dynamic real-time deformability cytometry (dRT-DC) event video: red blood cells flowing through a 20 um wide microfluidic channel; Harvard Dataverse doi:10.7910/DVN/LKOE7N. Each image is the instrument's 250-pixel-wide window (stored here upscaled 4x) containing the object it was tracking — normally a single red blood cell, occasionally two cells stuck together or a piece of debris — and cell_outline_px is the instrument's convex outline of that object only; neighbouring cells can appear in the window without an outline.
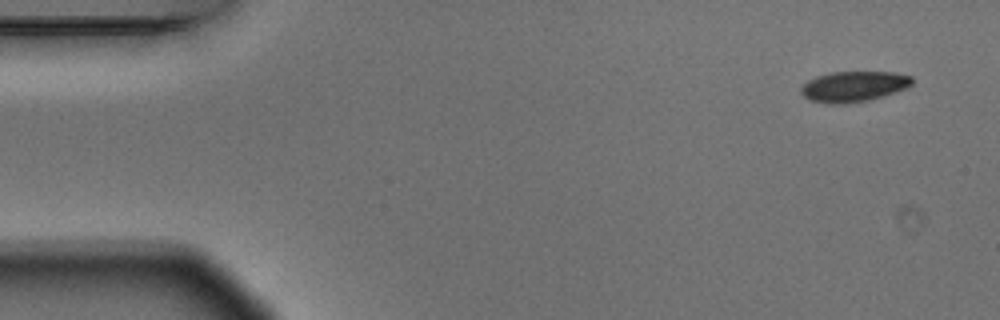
{"species": "Egyptian fruit bat (a non-hibernating species)", "species_latin": "Rousettus aegyptiacus", "temperature_condition": "warm", "stored_images_in_passage": 5, "camera_frame_rate_fps": 3000, "um_per_image_px": 0.085, "animal": {"sex": "male"}, "frame": {"image": 1, "passage_image": 1, "time_ms": 0.0, "image_size_px": [1000, 320], "cell_outline_px": [[912, 84], [908, 88], [884, 96], [868, 100], [844, 104], [828, 104], [808, 100], [800, 92], [800, 88], [808, 80], [816, 76], [832, 72], [896, 72], [912, 76]], "centroid_in_image_um": [72.57, 7.35], "position_along_channel_um": 12.4, "area_um2": 20.0}}
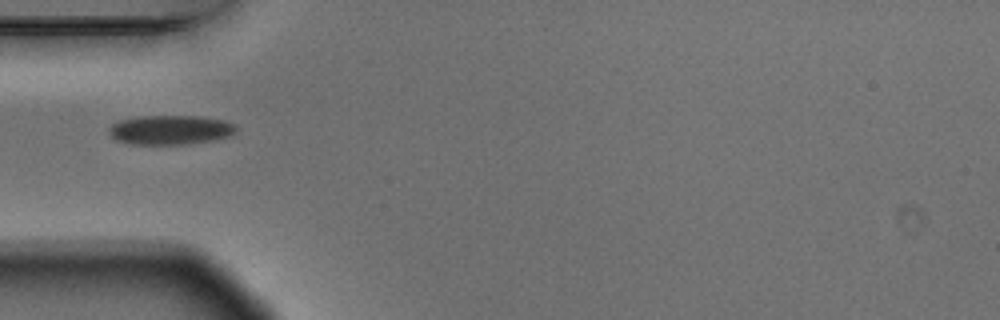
{"frame": {"image": 2, "passage_image": 5, "time_ms": 1.333, "image_size_px": [1000, 320], "cell_outline_px": [[236, 132], [232, 136], [212, 140], [184, 144], [128, 144], [116, 140], [108, 132], [108, 128], [112, 124], [120, 120], [136, 116], [200, 116], [224, 120], [236, 124]], "centroid_in_image_um": [14.48, 11.03], "position_along_channel_um": 70.5, "area_um2": 21.96}}